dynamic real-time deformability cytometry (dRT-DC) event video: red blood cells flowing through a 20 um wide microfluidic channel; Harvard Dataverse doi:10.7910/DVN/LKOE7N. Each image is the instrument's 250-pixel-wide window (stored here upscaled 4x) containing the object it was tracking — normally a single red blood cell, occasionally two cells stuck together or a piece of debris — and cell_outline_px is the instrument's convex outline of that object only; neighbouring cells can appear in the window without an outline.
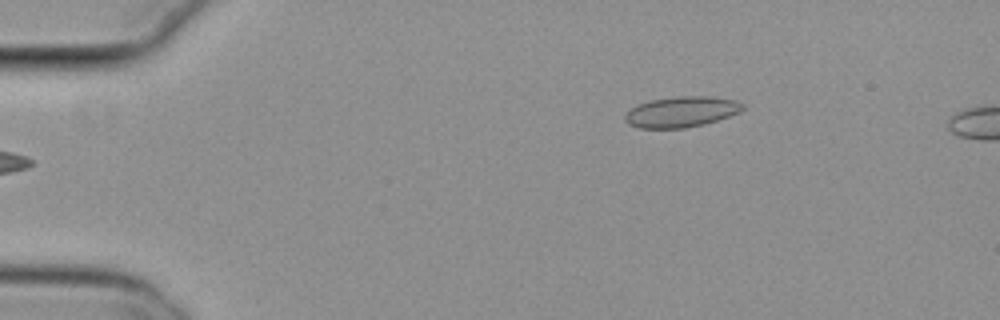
{"species": "common noctule bat (a hibernating species)", "species_latin": "Nyctalus noctula", "temperature_condition": "cold", "stored_images_in_passage": 5, "camera_frame_rate_fps": 3000, "um_per_image_px": 0.085, "animal": {"sex": "female", "body_mass_g": 29.2, "forearm_length_mm": 56.3}, "frame": {"image": 1, "passage_image": 1, "time_ms": 0.0, "image_size_px": [1000, 320], "cell_outline_px": [[744, 108], [740, 112], [704, 124], [684, 128], [640, 128], [628, 124], [624, 120], [624, 116], [632, 108], [640, 104], [652, 100], [680, 96], [708, 96], [736, 100], [744, 104]], "centroid_in_image_um": [57.93, 9.51], "position_along_channel_um": 27.1, "area_um2": 20.81}}